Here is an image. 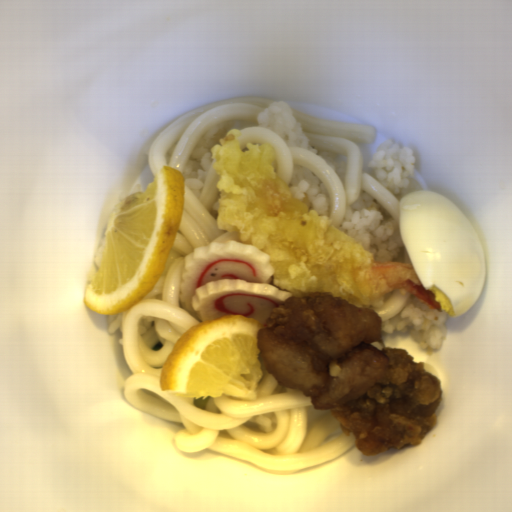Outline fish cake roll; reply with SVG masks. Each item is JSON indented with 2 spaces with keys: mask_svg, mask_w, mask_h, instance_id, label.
Returning <instances> with one entry per match:
<instances>
[{
  "mask_svg": "<svg viewBox=\"0 0 512 512\" xmlns=\"http://www.w3.org/2000/svg\"><path fill=\"white\" fill-rule=\"evenodd\" d=\"M269 256L240 240L212 242L184 257L179 298L184 308L207 321L244 315L265 325L274 308L293 297L274 285Z\"/></svg>",
  "mask_w": 512,
  "mask_h": 512,
  "instance_id": "obj_1",
  "label": "fish cake roll"
}]
</instances>
